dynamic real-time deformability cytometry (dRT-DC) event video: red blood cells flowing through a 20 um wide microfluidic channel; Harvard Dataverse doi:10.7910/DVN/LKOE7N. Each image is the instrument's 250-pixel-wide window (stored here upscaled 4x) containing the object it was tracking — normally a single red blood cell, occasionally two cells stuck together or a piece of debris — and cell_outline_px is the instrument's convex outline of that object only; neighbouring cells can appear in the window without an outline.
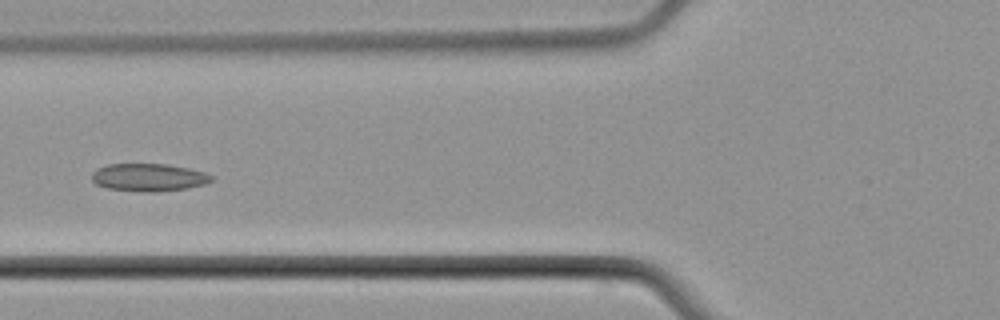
{"species": "common noctule bat (a hibernating species)", "species_latin": "Nyctalus noctula", "temperature_condition": "cold", "stored_images_in_passage": 9, "camera_frame_rate_fps": 3000, "um_per_image_px": 0.085, "animal": {"sex": "male", "body_mass_g": 21.5, "forearm_length_mm": 52.0}, "frame": {"image": 1, "passage_image": 6, "time_ms": 7.667, "image_size_px": [1000, 320], "cell_outline_px": [[216, 180], [204, 184], [188, 188], [156, 192], [148, 192], [108, 188], [96, 184], [92, 180], [92, 172], [96, 168], [108, 164], [168, 164], [188, 168], [204, 172], [216, 176]], "centroid_in_image_um": [12.69, 15.07], "position_along_channel_um": 113.1, "area_um2": 19.48}}
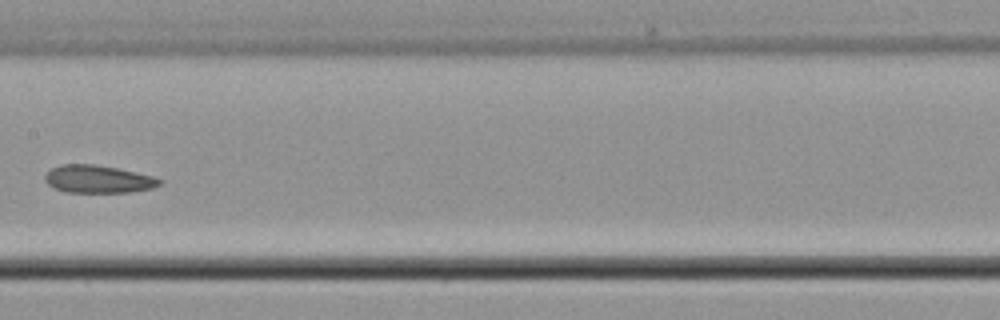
{"frame": {"image": 2, "passage_image": 8, "time_ms": 10.0, "image_size_px": [1000, 320], "cell_outline_px": [[164, 180], [160, 184], [152, 188], [128, 192], [68, 192], [52, 188], [44, 180], [44, 176], [52, 168], [60, 164], [92, 164], [116, 168], [152, 176]], "centroid_in_image_um": [8.3, 15.23], "position_along_channel_um": 199.1, "area_um2": 18.38}}
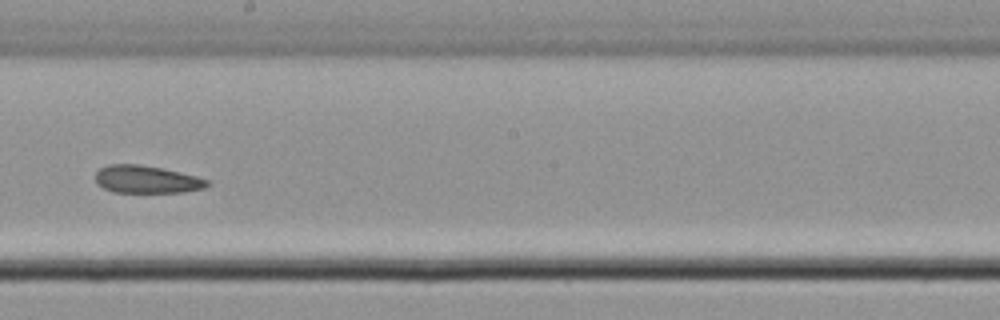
{"frame": {"image": 3, "passage_image": 9, "time_ms": 11.0, "image_size_px": [1000, 320], "cell_outline_px": [[208, 184], [204, 188], [184, 192], [112, 192], [96, 184], [96, 172], [100, 168], [108, 164], [136, 164], [160, 168], [196, 176], [208, 180]], "centroid_in_image_um": [12.42, 15.25], "position_along_channel_um": 235.8, "area_um2": 17.8}}